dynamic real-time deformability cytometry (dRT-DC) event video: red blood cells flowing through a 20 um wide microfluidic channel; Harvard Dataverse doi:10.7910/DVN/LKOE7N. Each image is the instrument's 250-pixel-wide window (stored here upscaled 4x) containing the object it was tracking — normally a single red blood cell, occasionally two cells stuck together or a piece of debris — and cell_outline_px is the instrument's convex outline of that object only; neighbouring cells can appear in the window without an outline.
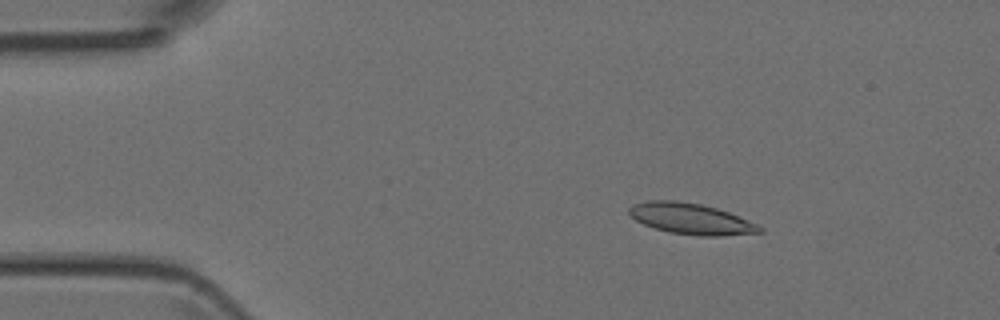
{"species": "Egyptian fruit bat (a non-hibernating species)", "species_latin": "Rousettus aegyptiacus", "temperature_condition": "room temperature", "stored_images_in_passage": 45, "camera_frame_rate_fps": 3000, "um_per_image_px": 0.085, "animal": {"sex": "female"}, "frame": {"image": 1, "passage_image": 3, "time_ms": 0.667, "image_size_px": [1000, 320], "cell_outline_px": [[764, 232], [724, 236], [700, 236], [668, 232], [644, 224], [636, 220], [628, 212], [628, 208], [636, 204], [648, 200], [676, 200], [700, 204], [716, 208], [728, 212], [756, 224], [764, 228]], "centroid_in_image_um": [58.75, 18.6], "position_along_channel_um": 26.3, "area_um2": 23.41}}
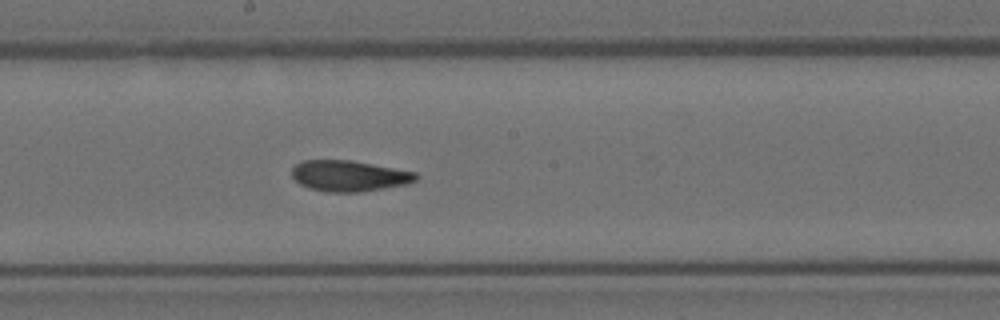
{"frame": {"image": 2, "passage_image": 22, "time_ms": 7.0, "image_size_px": [1000, 320], "cell_outline_px": [[420, 176], [416, 180], [408, 184], [360, 192], [328, 192], [308, 188], [300, 184], [292, 176], [292, 168], [296, 164], [304, 160], [348, 160], [372, 164], [416, 172]], "centroid_in_image_um": [29.68, 14.95], "position_along_channel_um": 218.5, "area_um2": 22.31}}
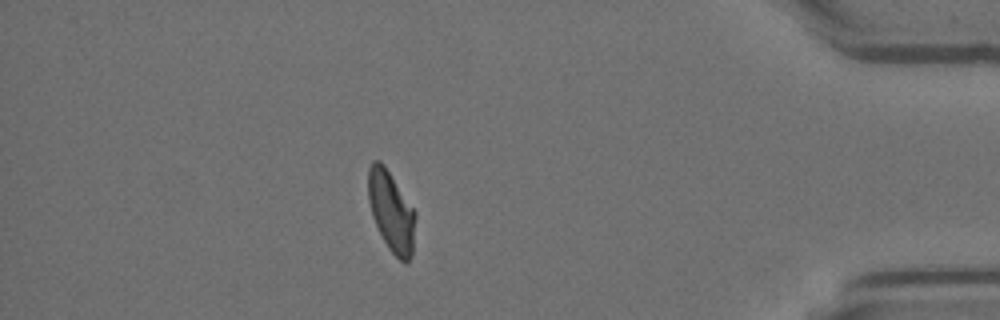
{"frame": {"image": 3, "passage_image": 39, "time_ms": 12.667, "image_size_px": [1000, 320], "cell_outline_px": [[416, 216], [412, 256], [408, 260], [400, 260], [388, 248], [372, 216], [368, 200], [368, 168], [372, 160], [380, 160], [384, 164], [416, 212]], "centroid_in_image_um": [33.25, 17.93], "position_along_channel_um": 401.9, "area_um2": 22.02}}